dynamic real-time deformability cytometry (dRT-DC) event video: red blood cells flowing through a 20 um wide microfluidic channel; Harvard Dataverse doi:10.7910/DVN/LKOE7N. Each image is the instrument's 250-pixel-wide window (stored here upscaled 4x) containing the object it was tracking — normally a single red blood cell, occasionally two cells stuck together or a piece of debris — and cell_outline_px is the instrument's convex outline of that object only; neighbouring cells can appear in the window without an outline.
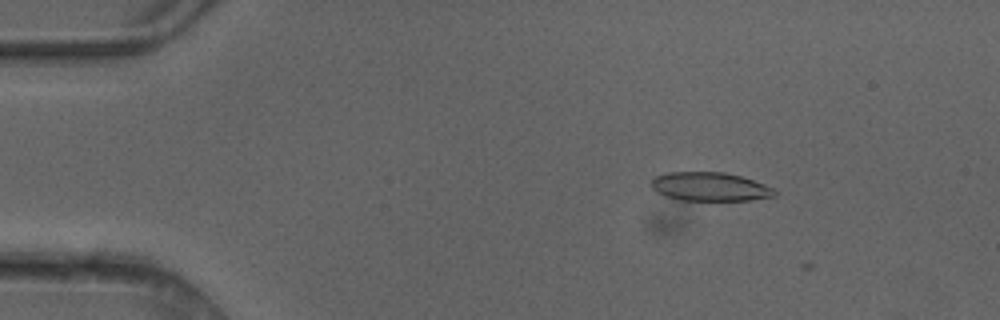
{"species": "common noctule bat (a hibernating species)", "species_latin": "Nyctalus noctula", "temperature_condition": "cold", "stored_images_in_passage": 3, "camera_frame_rate_fps": 3000, "um_per_image_px": 0.085, "animal": {"sex": "female"}, "frame": {"image": 1, "passage_image": 1, "time_ms": 0.0, "image_size_px": [1000, 320], "cell_outline_px": [[776, 196], [752, 200], [680, 200], [656, 192], [652, 188], [652, 180], [656, 176], [668, 172], [724, 172], [740, 176], [764, 184], [772, 188], [776, 192]], "centroid_in_image_um": [60.35, 15.87], "position_along_channel_um": 24.7, "area_um2": 20.46}}